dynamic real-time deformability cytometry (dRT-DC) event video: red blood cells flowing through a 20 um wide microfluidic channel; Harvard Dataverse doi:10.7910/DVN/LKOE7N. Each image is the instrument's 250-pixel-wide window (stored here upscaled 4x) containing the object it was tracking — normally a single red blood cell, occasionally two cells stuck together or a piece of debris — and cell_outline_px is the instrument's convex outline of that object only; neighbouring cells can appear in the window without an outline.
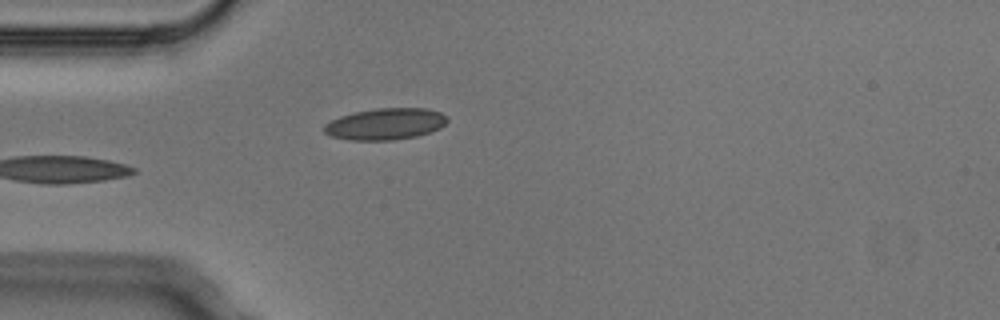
{"species": "Egyptian fruit bat (a non-hibernating species)", "species_latin": "Rousettus aegyptiacus", "temperature_condition": "cold", "stored_images_in_passage": 4, "camera_frame_rate_fps": 3000, "um_per_image_px": 0.085, "animal": {"sex": "male"}, "frame": {"image": 1, "passage_image": 4, "time_ms": 1.0, "image_size_px": [1000, 320], "cell_outline_px": [[448, 120], [440, 128], [416, 136], [392, 140], [348, 140], [332, 136], [324, 132], [324, 124], [340, 116], [356, 112], [376, 108], [428, 108], [440, 112], [448, 116]], "centroid_in_image_um": [32.77, 10.53], "position_along_channel_um": 52.2, "area_um2": 22.54}}